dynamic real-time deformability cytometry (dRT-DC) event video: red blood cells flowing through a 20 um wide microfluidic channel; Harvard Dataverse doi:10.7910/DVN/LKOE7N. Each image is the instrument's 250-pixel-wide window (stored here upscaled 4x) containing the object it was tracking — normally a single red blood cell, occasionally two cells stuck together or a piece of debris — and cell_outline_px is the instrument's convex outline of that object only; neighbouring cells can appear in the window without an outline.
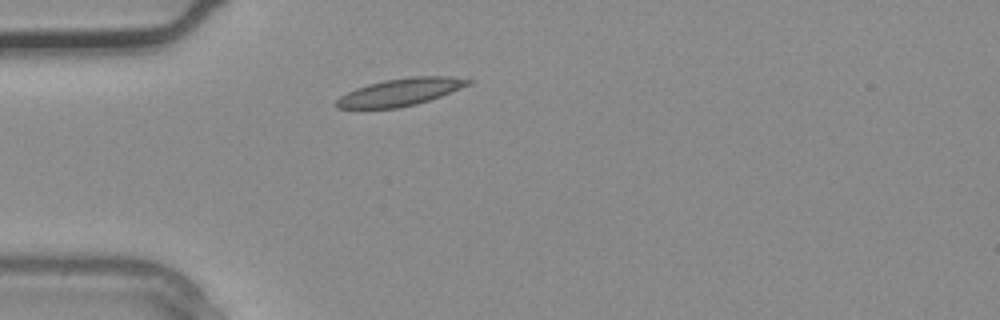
{"species": "common noctule bat (a hibernating species)", "species_latin": "Nyctalus noctula", "temperature_condition": "warm", "stored_images_in_passage": 1, "camera_frame_rate_fps": 3000, "um_per_image_px": 0.085, "animal": {"sex": "male", "body_mass_g": 20.4}, "frame": {"image": 1, "passage_image": 1, "time_ms": 0.0, "image_size_px": [1000, 320], "cell_outline_px": [[472, 84], [440, 96], [416, 104], [396, 108], [336, 108], [336, 100], [340, 96], [356, 88], [368, 84], [384, 80], [412, 76], [452, 76], [472, 80]], "centroid_in_image_um": [34.05, 7.81], "position_along_channel_um": 51.0, "area_um2": 20.87}}